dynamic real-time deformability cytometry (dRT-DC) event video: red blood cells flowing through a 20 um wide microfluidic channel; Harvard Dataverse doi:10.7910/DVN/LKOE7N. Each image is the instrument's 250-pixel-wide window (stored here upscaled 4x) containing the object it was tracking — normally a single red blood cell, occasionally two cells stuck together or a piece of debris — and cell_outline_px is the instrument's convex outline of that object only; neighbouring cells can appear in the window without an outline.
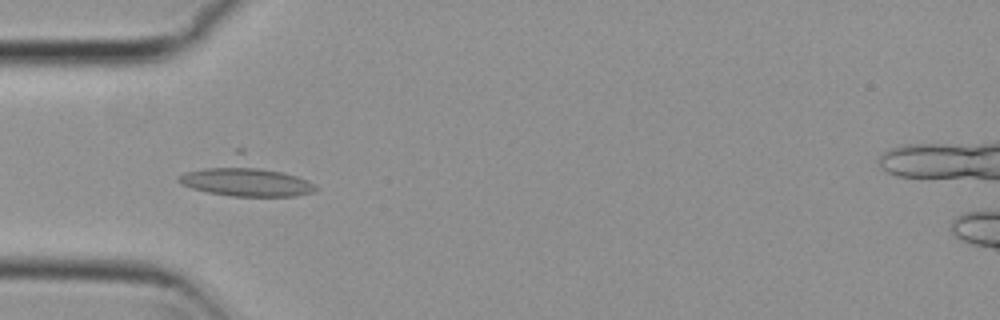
{"species": "common noctule bat (a hibernating species)", "species_latin": "Nyctalus noctula", "temperature_condition": "cold", "stored_images_in_passage": 54, "camera_frame_rate_fps": 3000, "um_per_image_px": 0.085, "animal": {"sex": "female", "body_mass_g": 29.2, "forearm_length_mm": 56.3}, "frame": {"image": 1, "passage_image": 17, "time_ms": 5.333, "image_size_px": [1000, 320], "cell_outline_px": [[320, 188], [316, 192], [292, 196], [232, 196], [208, 192], [192, 188], [180, 184], [176, 180], [176, 176], [184, 172], [236, 148], [244, 148], [316, 184]], "centroid_in_image_um": [20.85, 15.03], "position_along_channel_um": 64.1, "area_um2": 30.63}}
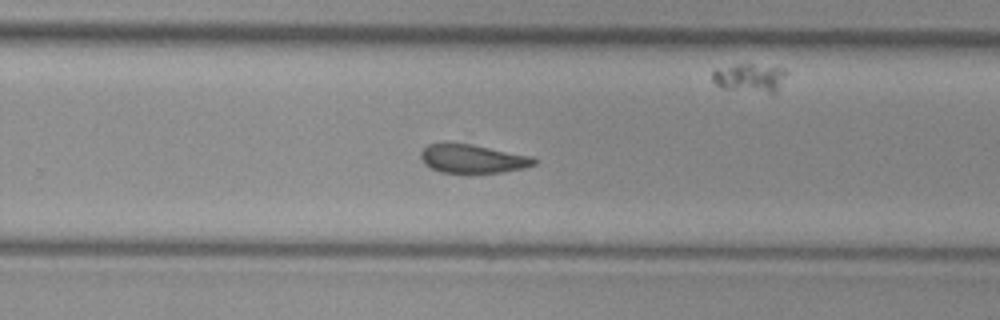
{"frame": {"image": 2, "passage_image": 35, "time_ms": 11.333, "image_size_px": [1000, 320], "cell_outline_px": [[536, 164], [524, 168], [500, 172], [440, 172], [424, 164], [420, 156], [420, 152], [428, 144], [444, 140], [472, 144], [532, 156], [536, 160]], "centroid_in_image_um": [40.12, 13.45], "position_along_channel_um": 289.7, "area_um2": 19.19}}
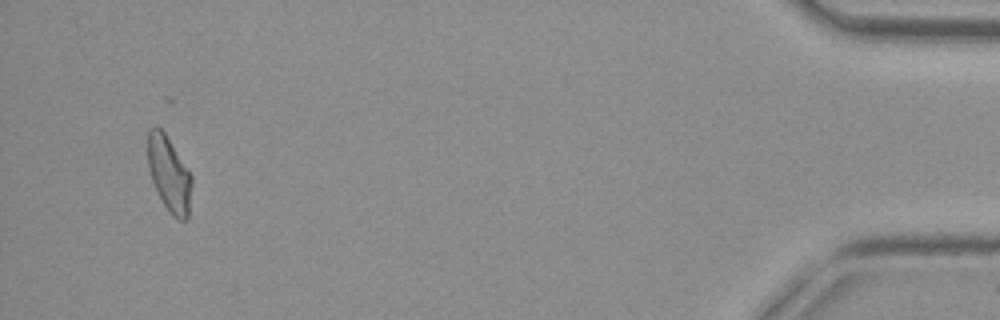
{"frame": {"image": 3, "passage_image": 52, "time_ms": 17.0, "image_size_px": [1000, 320], "cell_outline_px": [[192, 184], [188, 216], [184, 220], [176, 220], [172, 216], [164, 204], [152, 180], [148, 168], [148, 128], [156, 124], [164, 132], [192, 176]], "centroid_in_image_um": [14.37, 14.78], "position_along_channel_um": 420.8, "area_um2": 19.07}}